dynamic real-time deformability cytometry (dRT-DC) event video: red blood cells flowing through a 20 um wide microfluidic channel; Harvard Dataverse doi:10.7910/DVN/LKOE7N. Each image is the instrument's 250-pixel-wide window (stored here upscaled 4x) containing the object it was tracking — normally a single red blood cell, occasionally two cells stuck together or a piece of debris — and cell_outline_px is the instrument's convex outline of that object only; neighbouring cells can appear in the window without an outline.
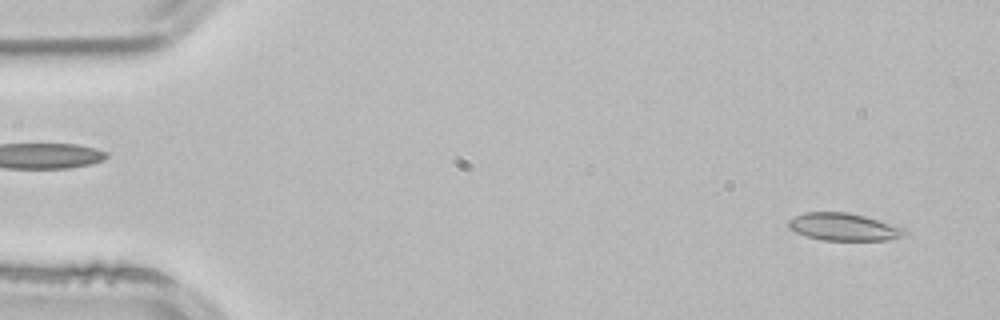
{"species": "common noctule bat (a hibernating species)", "species_latin": "Nyctalus noctula", "temperature_condition": "room temperature", "stored_images_in_passage": 52, "camera_frame_rate_fps": 3000, "um_per_image_px": 0.085, "animal": {"sex": "male", "body_mass_g": 21.5, "forearm_length_mm": 52.0}, "frame": {"image": 1, "passage_image": 3, "time_ms": 0.667, "image_size_px": [1000, 320], "cell_outline_px": [[908, 236], [888, 240], [820, 240], [796, 232], [788, 228], [788, 220], [804, 212], [848, 212], [864, 216], [904, 228], [908, 232]], "centroid_in_image_um": [71.74, 19.29], "position_along_channel_um": 13.3, "area_um2": 18.61}}
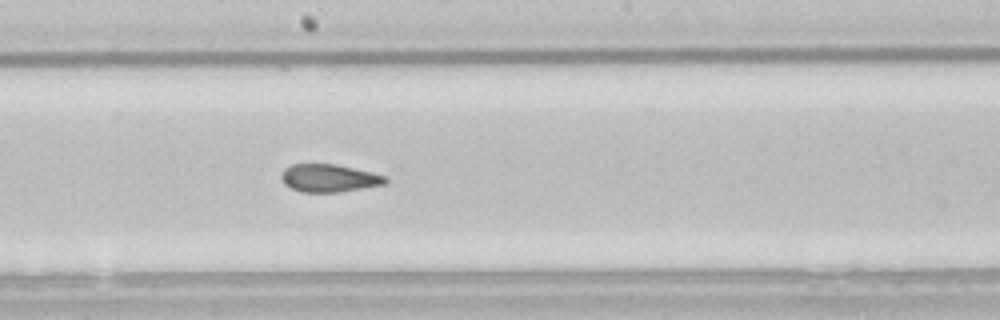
{"frame": {"image": 2, "passage_image": 28, "time_ms": 9.0, "image_size_px": [1000, 320], "cell_outline_px": [[388, 180], [384, 184], [340, 192], [300, 192], [284, 184], [280, 176], [284, 168], [292, 164], [336, 164], [372, 172], [384, 176]], "centroid_in_image_um": [27.93, 15.14], "position_along_channel_um": 220.3, "area_um2": 16.82}}
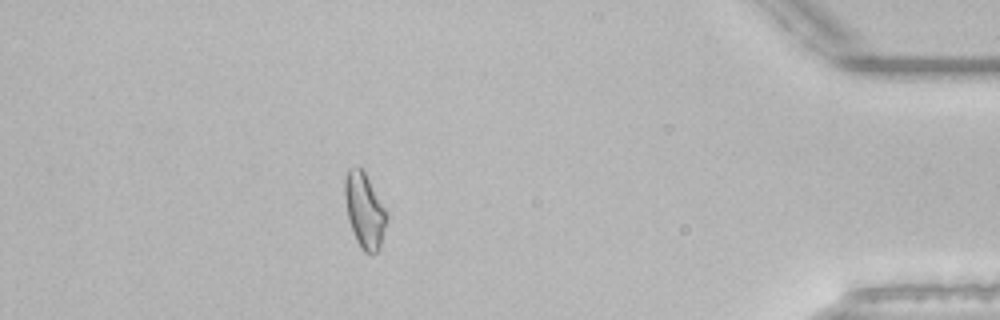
{"frame": {"image": 3, "passage_image": 46, "time_ms": 15.0, "image_size_px": [1000, 320], "cell_outline_px": [[388, 220], [380, 248], [372, 256], [364, 252], [360, 248], [352, 232], [348, 220], [344, 196], [344, 180], [348, 168], [360, 168], [364, 172], [384, 208], [388, 216]], "centroid_in_image_um": [30.97, 17.96], "position_along_channel_um": 404.2, "area_um2": 18.32}, "authors_computed_cell_mechanics": {"area_um2": 18.1781, "velocity_mm_per_s": 3.867, "shape_relaxation_time_tau1_ms": 4.6415, "shape_relaxation_time_tau2_ms": 1.6858, "deformation_change_tau1": 0.1363, "deformation_change_tau2": 0.0845}}